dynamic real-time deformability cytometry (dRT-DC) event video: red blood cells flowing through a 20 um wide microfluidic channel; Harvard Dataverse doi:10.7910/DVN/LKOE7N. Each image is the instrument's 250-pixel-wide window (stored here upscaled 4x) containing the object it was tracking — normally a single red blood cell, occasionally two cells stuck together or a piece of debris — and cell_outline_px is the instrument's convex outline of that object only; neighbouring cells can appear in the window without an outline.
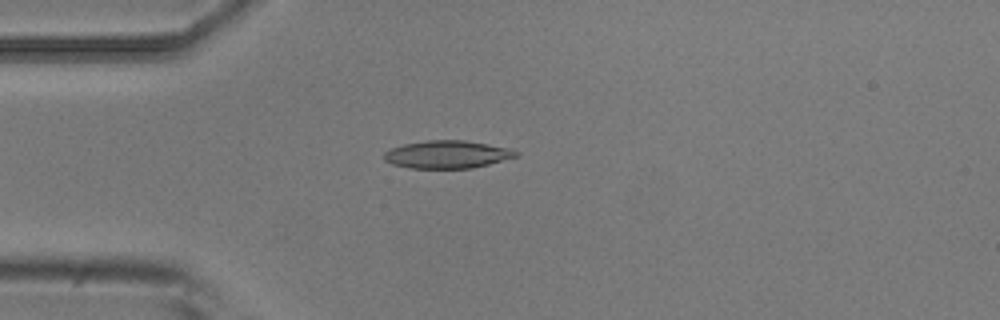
{"species": "common noctule bat (a hibernating species)", "species_latin": "Nyctalus noctula", "temperature_condition": "room temperature", "stored_images_in_passage": 2, "camera_frame_rate_fps": 3000, "um_per_image_px": 0.085, "animal": {"sex": "male", "body_mass_g": 20.5, "forearm_length_mm": 52.5}, "frame": {"image": 1, "passage_image": 2, "time_ms": 0.333, "image_size_px": [1000, 320], "cell_outline_px": [[520, 156], [472, 168], [412, 168], [392, 164], [384, 160], [384, 152], [392, 148], [404, 144], [428, 140], [464, 140], [512, 148], [520, 152]], "centroid_in_image_um": [38.07, 13.12], "position_along_channel_um": 46.9, "area_um2": 21.39}}